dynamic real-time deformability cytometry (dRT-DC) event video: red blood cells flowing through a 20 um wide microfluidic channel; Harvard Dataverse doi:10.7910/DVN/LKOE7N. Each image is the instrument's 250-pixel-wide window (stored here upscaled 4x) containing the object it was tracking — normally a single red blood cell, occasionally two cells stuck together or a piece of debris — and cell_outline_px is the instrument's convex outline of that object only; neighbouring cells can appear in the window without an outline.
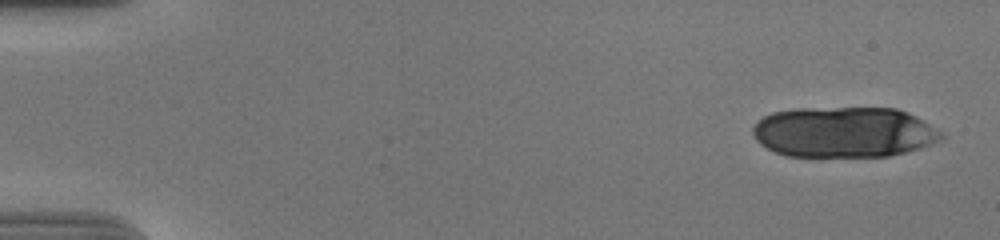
{"species": "human", "species_latin": "Homo sapiens", "temperature_condition": "cold", "stored_images_in_passage": 17, "camera_frame_rate_fps": 3000, "um_per_image_px": 0.085, "donor": {"sex": "male"}, "frame": {"image": 1, "passage_image": 1, "time_ms": 0.0, "image_size_px": [1000, 240], "cell_outline_px": [[944, 136], [940, 140], [932, 144], [920, 148], [888, 156], [788, 156], [776, 152], [760, 144], [756, 140], [752, 132], [752, 128], [756, 120], [772, 112], [796, 108], [896, 108], [908, 112], [924, 120], [944, 132]], "centroid_in_image_um": [71.74, 11.22], "position_along_channel_um": 13.3, "area_um2": 55.95}}